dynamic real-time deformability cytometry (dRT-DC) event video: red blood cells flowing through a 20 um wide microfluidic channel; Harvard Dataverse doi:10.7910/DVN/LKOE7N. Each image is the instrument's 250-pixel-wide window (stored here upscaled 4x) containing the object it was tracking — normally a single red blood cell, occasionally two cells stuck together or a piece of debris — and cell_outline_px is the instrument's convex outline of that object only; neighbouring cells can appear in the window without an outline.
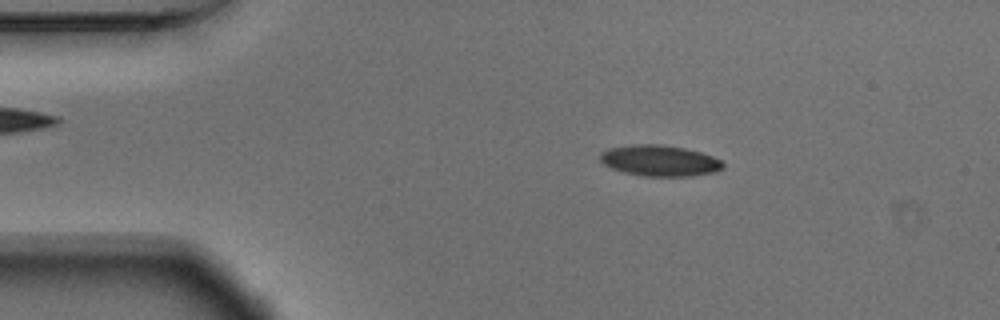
{"species": "Egyptian fruit bat (a non-hibernating species)", "species_latin": "Rousettus aegyptiacus", "temperature_condition": "warm", "stored_images_in_passage": 50, "camera_frame_rate_fps": 3000, "um_per_image_px": 0.085, "animal": {"sex": "male"}, "frame": {"image": 1, "passage_image": 5, "time_ms": 1.333, "image_size_px": [1000, 320], "cell_outline_px": [[724, 168], [712, 172], [692, 176], [644, 176], [624, 172], [612, 168], [604, 164], [600, 160], [600, 152], [608, 148], [632, 144], [660, 144], [684, 148], [700, 152], [712, 156], [720, 160], [724, 164]], "centroid_in_image_um": [56.05, 13.65], "position_along_channel_um": 29.0, "area_um2": 22.14}}
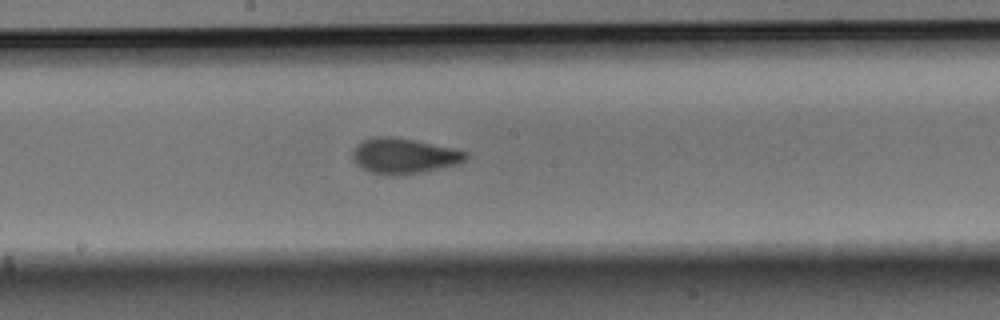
{"frame": {"image": 2, "passage_image": 24, "time_ms": 7.667, "image_size_px": [1000, 320], "cell_outline_px": [[468, 156], [460, 164], [420, 172], [372, 172], [356, 164], [352, 156], [356, 144], [372, 136], [392, 136], [416, 140], [452, 148], [468, 152]], "centroid_in_image_um": [34.36, 13.19], "position_along_channel_um": 213.8, "area_um2": 22.6}}
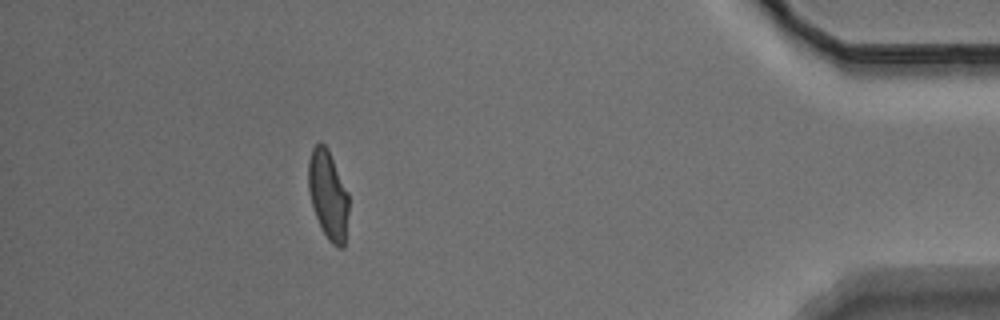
{"frame": {"image": 3, "passage_image": 44, "time_ms": 14.333, "image_size_px": [1000, 320], "cell_outline_px": [[348, 212], [344, 248], [340, 248], [332, 244], [328, 240], [316, 216], [312, 204], [308, 188], [308, 160], [312, 148], [320, 140], [328, 148], [348, 192]], "centroid_in_image_um": [27.89, 16.53], "position_along_channel_um": 407.3, "area_um2": 20.87}, "authors_computed_cell_mechanics": {"area_um2": 22.1085, "velocity_mm_per_s": 3.7058, "shape_relaxation_time_tau1_ms": 6.5075, "shape_relaxation_time_tau2_ms": 1.3875, "deformation_change_tau1": 0.196, "deformation_change_tau2": 0.0638}}